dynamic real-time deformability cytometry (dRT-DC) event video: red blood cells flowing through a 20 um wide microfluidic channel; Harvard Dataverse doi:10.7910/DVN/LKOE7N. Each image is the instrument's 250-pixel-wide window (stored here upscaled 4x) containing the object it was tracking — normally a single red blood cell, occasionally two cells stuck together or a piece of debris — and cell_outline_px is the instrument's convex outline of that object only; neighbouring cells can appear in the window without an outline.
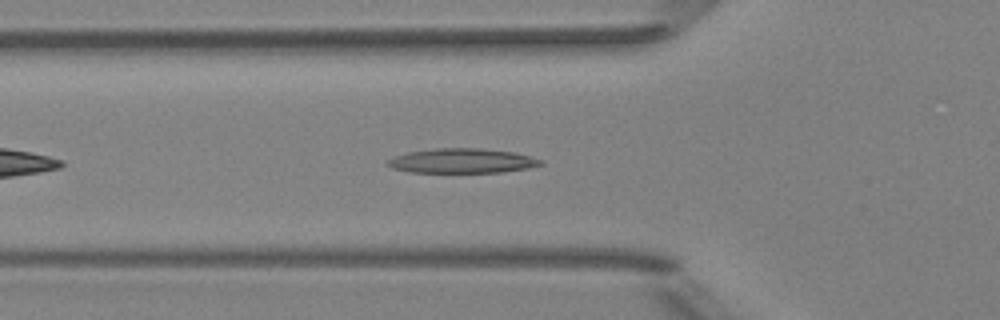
{"species": "Egyptian fruit bat (a non-hibernating species)", "species_latin": "Rousettus aegyptiacus", "temperature_condition": "room temperature", "stored_images_in_passage": 41, "camera_frame_rate_fps": 3000, "um_per_image_px": 0.085, "animal": {"sex": "female"}, "frame": {"image": 1, "passage_image": 6, "time_ms": 1.667, "image_size_px": [1000, 320], "cell_outline_px": [[544, 164], [528, 168], [500, 172], [408, 172], [392, 168], [384, 164], [392, 156], [408, 152], [436, 148], [480, 148], [516, 152], [540, 160]], "centroid_in_image_um": [39.22, 13.66], "position_along_channel_um": 86.6, "area_um2": 21.96}}
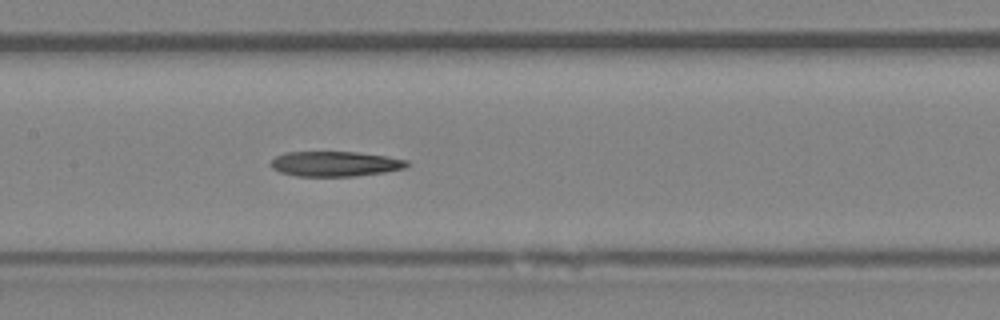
{"frame": {"image": 2, "passage_image": 13, "time_ms": 4.0, "image_size_px": [1000, 320], "cell_outline_px": [[408, 164], [404, 168], [384, 172], [352, 176], [296, 176], [280, 172], [272, 168], [268, 164], [276, 156], [284, 152], [356, 152], [388, 156], [408, 160]], "centroid_in_image_um": [28.45, 13.92], "position_along_channel_um": 179.0, "area_um2": 19.88}}
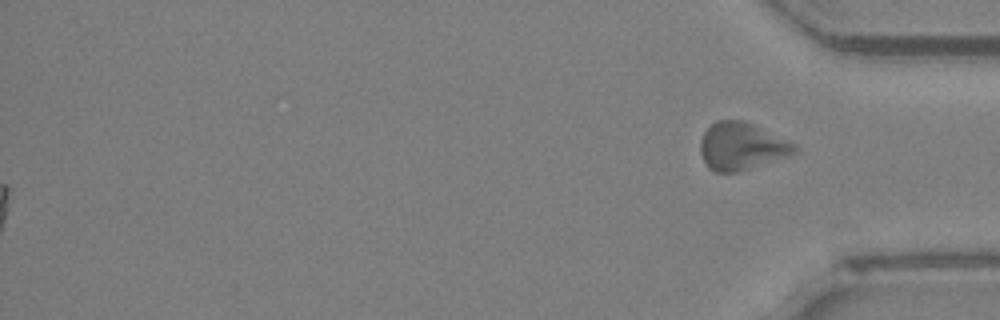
{"frame": {"image": 3, "passage_image": 41, "time_ms": 13.333, "image_size_px": [1000, 320], "cell_outline_px": [[800, 148], [792, 156], [736, 172], [716, 172], [708, 168], [700, 152], [700, 140], [704, 132], [716, 120], [744, 120], [796, 144]], "centroid_in_image_um": [63.06, 12.44], "position_along_channel_um": 372.1, "area_um2": 26.13}}